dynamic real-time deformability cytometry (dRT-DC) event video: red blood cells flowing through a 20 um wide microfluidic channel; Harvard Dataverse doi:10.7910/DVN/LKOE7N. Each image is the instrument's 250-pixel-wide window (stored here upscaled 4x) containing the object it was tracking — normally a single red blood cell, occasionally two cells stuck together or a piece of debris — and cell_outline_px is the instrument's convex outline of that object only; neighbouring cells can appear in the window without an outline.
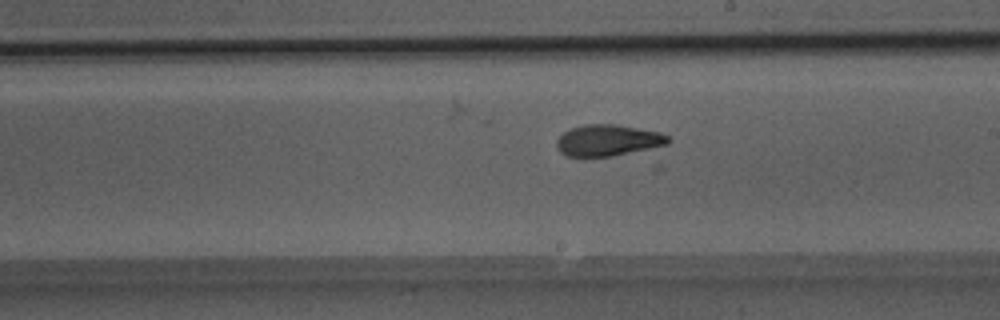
{"species": "Egyptian fruit bat (a non-hibernating species)", "species_latin": "Rousettus aegyptiacus", "temperature_condition": "room temperature", "stored_images_in_passage": 37, "camera_frame_rate_fps": 3000, "um_per_image_px": 0.085, "animal": {"sex": "male"}, "frame": {"image": 1, "passage_image": 13, "time_ms": 4.0, "image_size_px": [1000, 320], "cell_outline_px": [[672, 140], [668, 144], [612, 156], [568, 156], [560, 152], [556, 148], [556, 140], [564, 132], [572, 128], [588, 124], [616, 124], [660, 132], [668, 136]], "centroid_in_image_um": [51.68, 11.92], "position_along_channel_um": 237.3, "area_um2": 20.17}}
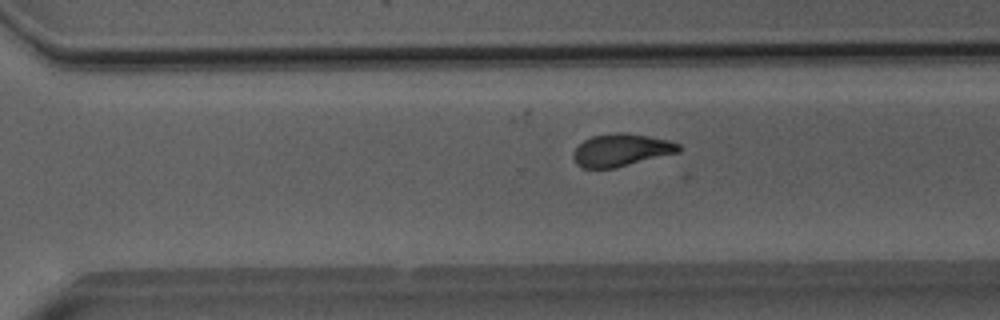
{"frame": {"image": 2, "passage_image": 19, "time_ms": 6.0, "image_size_px": [1000, 320], "cell_outline_px": [[680, 152], [616, 168], [584, 168], [576, 164], [572, 156], [572, 152], [584, 140], [592, 136], [616, 132], [624, 132], [648, 136], [668, 140], [680, 144]], "centroid_in_image_um": [52.8, 12.76], "position_along_channel_um": 317.8, "area_um2": 20.06}}
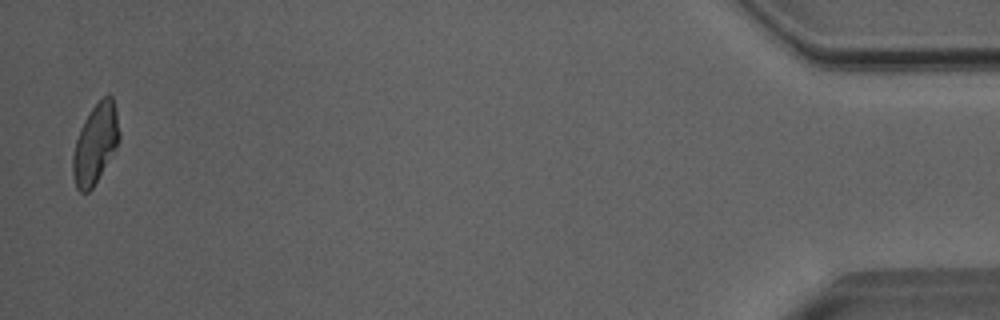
{"frame": {"image": 3, "passage_image": 37, "time_ms": 12.0, "image_size_px": [1000, 320], "cell_outline_px": [[120, 140], [116, 148], [92, 188], [88, 192], [80, 192], [76, 188], [72, 172], [72, 156], [76, 140], [80, 128], [84, 120], [92, 108], [104, 96], [112, 96], [116, 108], [120, 132]], "centroid_in_image_um": [8.1, 12.22], "position_along_channel_um": 427.1, "area_um2": 21.44}}